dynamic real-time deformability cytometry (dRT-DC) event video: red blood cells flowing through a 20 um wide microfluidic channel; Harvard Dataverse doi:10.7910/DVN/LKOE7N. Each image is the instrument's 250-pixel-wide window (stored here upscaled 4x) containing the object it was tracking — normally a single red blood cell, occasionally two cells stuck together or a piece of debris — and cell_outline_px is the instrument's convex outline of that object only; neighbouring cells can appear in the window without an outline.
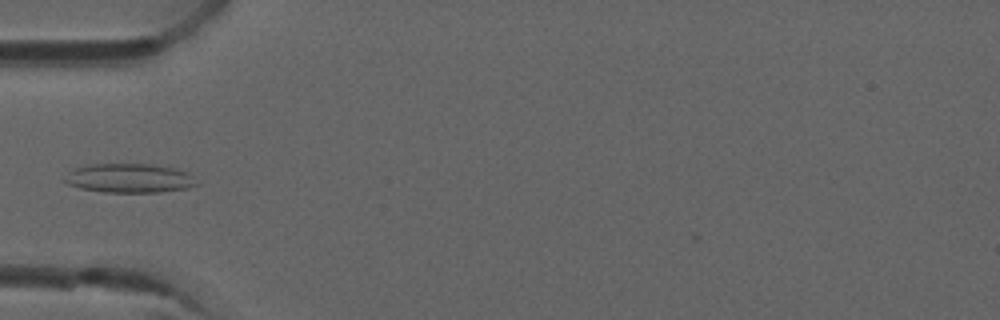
{"species": "common noctule bat (a hibernating species)", "species_latin": "Nyctalus noctula", "temperature_condition": "room temperature", "stored_images_in_passage": 5, "camera_frame_rate_fps": 3000, "um_per_image_px": 0.085, "animal": {"sex": "male", "forearm_length_mm": 52.5}, "frame": {"image": 1, "passage_image": 5, "time_ms": 1.333, "image_size_px": [1000, 320], "cell_outline_px": [[200, 184], [188, 188], [160, 192], [104, 192], [80, 188], [68, 184], [64, 180], [68, 172], [76, 168], [88, 164], [152, 164], [172, 168], [188, 172]], "centroid_in_image_um": [11.02, 15.15], "position_along_channel_um": 74.0, "area_um2": 22.37}}